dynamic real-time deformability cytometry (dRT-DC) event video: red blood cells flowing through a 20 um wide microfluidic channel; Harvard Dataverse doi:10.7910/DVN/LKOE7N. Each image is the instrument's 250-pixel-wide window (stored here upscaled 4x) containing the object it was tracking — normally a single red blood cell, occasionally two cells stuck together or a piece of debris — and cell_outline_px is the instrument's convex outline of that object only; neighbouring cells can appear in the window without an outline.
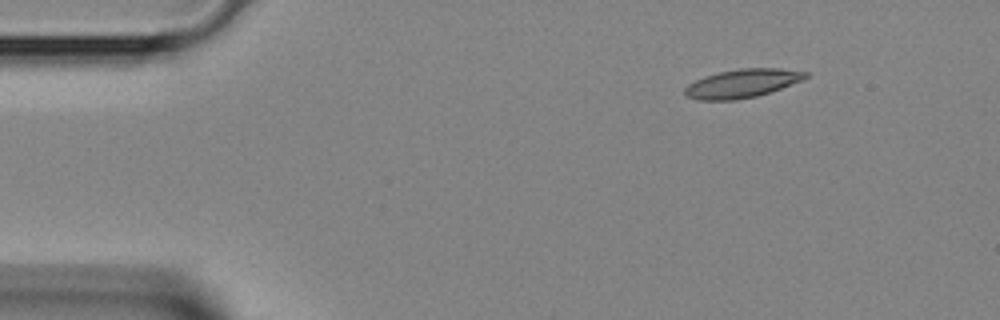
{"species": "Egyptian fruit bat (a non-hibernating species)", "species_latin": "Rousettus aegyptiacus", "temperature_condition": "room temperature", "stored_images_in_passage": 4, "camera_frame_rate_fps": 3000, "um_per_image_px": 0.085, "animal": {"sex": "female"}, "frame": {"image": 1, "passage_image": 1, "time_ms": 0.0, "image_size_px": [1000, 320], "cell_outline_px": [[808, 76], [804, 80], [756, 96], [732, 100], [700, 100], [688, 96], [684, 92], [684, 88], [688, 84], [696, 80], [720, 72], [740, 68], [780, 68], [808, 72]], "centroid_in_image_um": [63.12, 7.08], "position_along_channel_um": 21.9, "area_um2": 19.77}}
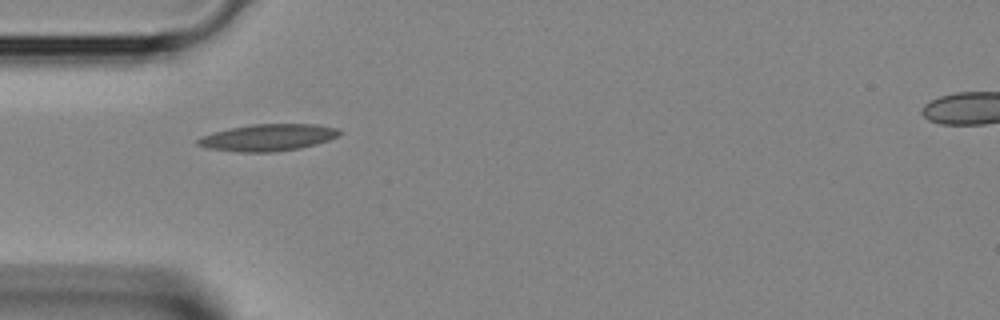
{"frame": {"image": 2, "passage_image": 3, "time_ms": 0.667, "image_size_px": [1000, 320], "cell_outline_px": [[344, 132], [340, 136], [316, 144], [300, 148], [276, 152], [240, 152], [204, 148], [196, 144], [196, 140], [200, 136], [228, 128], [252, 124], [316, 124], [336, 128]], "centroid_in_image_um": [22.76, 11.69], "position_along_channel_um": 62.2, "area_um2": 22.43}}
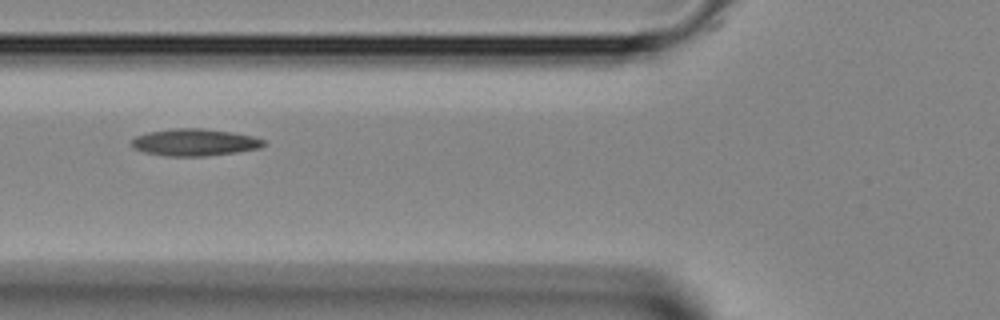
{"frame": {"image": 3, "passage_image": 4, "time_ms": 1.0, "image_size_px": [1000, 320], "cell_outline_px": [[268, 144], [260, 148], [236, 152], [208, 156], [164, 156], [144, 152], [132, 148], [132, 140], [136, 136], [148, 132], [176, 128], [204, 128], [232, 132], [252, 136], [264, 140]], "centroid_in_image_um": [16.56, 12.1], "position_along_channel_um": 109.2, "area_um2": 20.92}}